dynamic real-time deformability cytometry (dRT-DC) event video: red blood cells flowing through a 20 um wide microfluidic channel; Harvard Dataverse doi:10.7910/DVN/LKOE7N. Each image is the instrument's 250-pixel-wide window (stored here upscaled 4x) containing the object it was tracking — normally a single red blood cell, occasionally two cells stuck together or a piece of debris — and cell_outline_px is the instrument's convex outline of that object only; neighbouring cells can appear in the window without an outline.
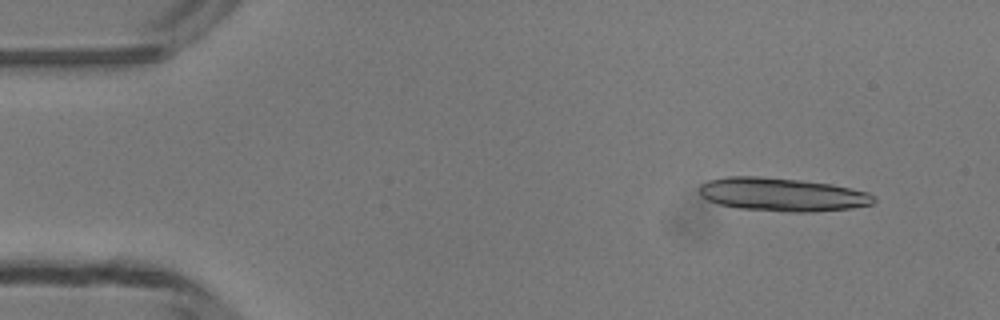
{"species": "common noctule bat (a hibernating species)", "species_latin": "Nyctalus noctula", "temperature_condition": "room temperature", "stored_images_in_passage": 48, "camera_frame_rate_fps": 3000, "um_per_image_px": 0.085, "animal": {"sex": "male", "body_mass_g": 13.3}, "frame": {"image": 1, "passage_image": 4, "time_ms": 1.0, "image_size_px": [1000, 320], "cell_outline_px": [[876, 200], [872, 204], [852, 208], [812, 212], [788, 212], [736, 208], [720, 204], [708, 200], [700, 196], [700, 184], [708, 180], [728, 176], [760, 176], [800, 180], [832, 184], [868, 192]], "centroid_in_image_um": [66.47, 16.53], "position_along_channel_um": 18.5, "area_um2": 34.04}}
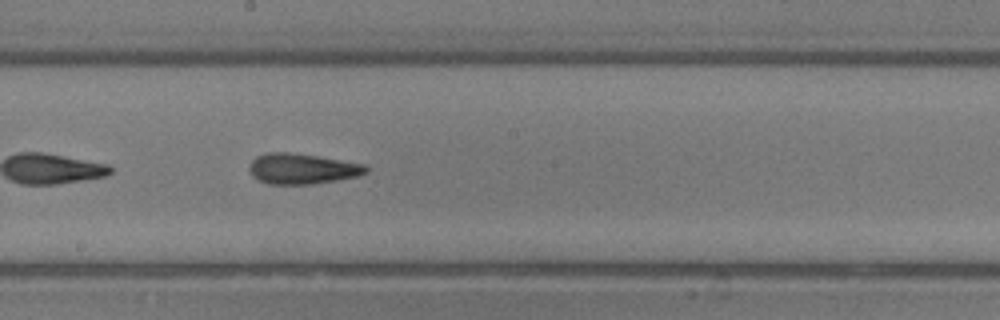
{"frame": {"image": 2, "passage_image": 26, "time_ms": 8.333, "image_size_px": [1000, 320], "cell_outline_px": [[368, 172], [356, 176], [336, 180], [312, 184], [268, 184], [252, 176], [248, 168], [252, 160], [256, 156], [264, 152], [288, 152], [316, 156], [368, 164]], "centroid_in_image_um": [25.67, 14.33], "position_along_channel_um": 222.5, "area_um2": 20.81}}
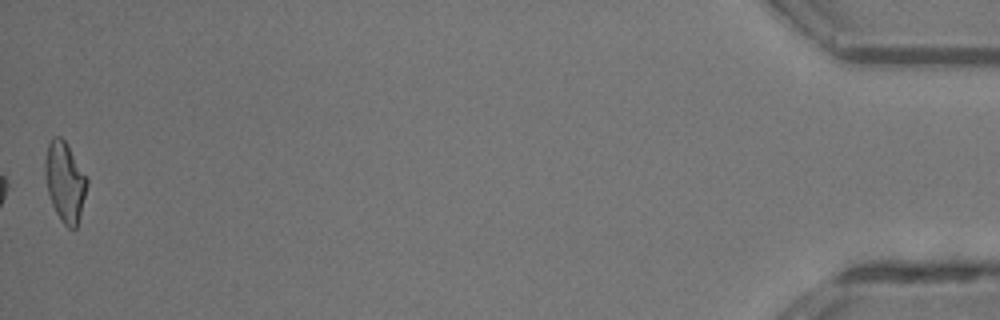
{"frame": {"image": 3, "passage_image": 48, "time_ms": 15.667, "image_size_px": [1000, 320], "cell_outline_px": [[88, 184], [80, 216], [76, 228], [68, 228], [60, 220], [52, 204], [48, 192], [44, 172], [44, 160], [48, 144], [52, 136], [60, 136], [64, 140], [88, 180]], "centroid_in_image_um": [5.5, 15.46], "position_along_channel_um": 429.7, "area_um2": 19.31}, "authors_computed_cell_mechanics": {"area_um2": 20.5479, "velocity_mm_per_s": 4.2089, "shape_relaxation_time_tau1_ms": 4.6924, "shape_relaxation_time_tau2_ms": 2.7979, "deformation_change_tau1": 0.1754, "deformation_change_tau2": 0.1163}}